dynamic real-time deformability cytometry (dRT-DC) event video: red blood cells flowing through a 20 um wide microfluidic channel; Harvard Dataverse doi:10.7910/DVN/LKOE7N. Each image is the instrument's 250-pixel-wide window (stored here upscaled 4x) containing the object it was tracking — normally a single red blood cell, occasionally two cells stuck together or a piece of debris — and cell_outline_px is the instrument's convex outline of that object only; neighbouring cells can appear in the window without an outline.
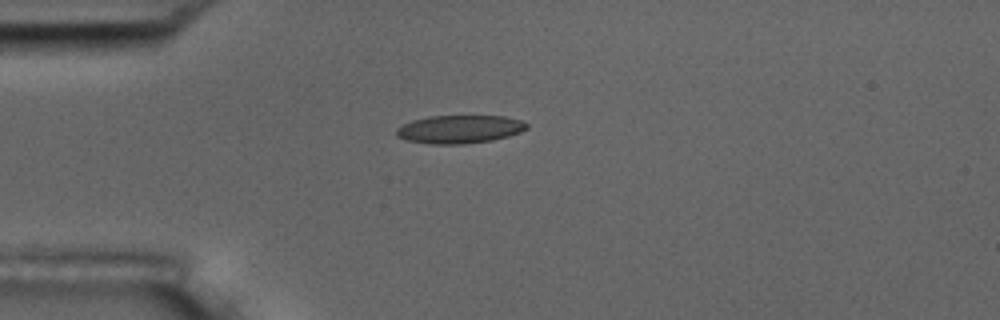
{"species": "common noctule bat (a hibernating species)", "species_latin": "Nyctalus noctula", "temperature_condition": "room temperature", "stored_images_in_passage": 4, "camera_frame_rate_fps": 3000, "um_per_image_px": 0.085, "animal": {"sex": "male", "body_mass_g": 17.5, "forearm_length_mm": 52.3}, "frame": {"image": 1, "passage_image": 4, "time_ms": 3.667, "image_size_px": [1000, 320], "cell_outline_px": [[528, 128], [520, 132], [508, 136], [492, 140], [464, 144], [428, 144], [408, 140], [396, 136], [396, 128], [412, 120], [428, 116], [504, 116], [520, 120], [528, 124]], "centroid_in_image_um": [39.05, 10.98], "position_along_channel_um": 45.9, "area_um2": 21.39}}